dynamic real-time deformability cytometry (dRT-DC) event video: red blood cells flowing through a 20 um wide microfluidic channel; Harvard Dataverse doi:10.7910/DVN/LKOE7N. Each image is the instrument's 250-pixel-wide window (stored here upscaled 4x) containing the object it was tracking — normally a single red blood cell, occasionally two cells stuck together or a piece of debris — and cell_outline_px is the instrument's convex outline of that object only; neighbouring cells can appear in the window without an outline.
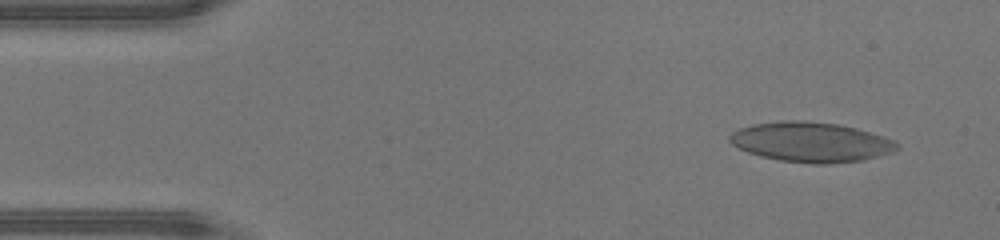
{"species": "human", "species_latin": "Homo sapiens", "temperature_condition": "warm", "stored_images_in_passage": 45, "camera_frame_rate_fps": 3000, "um_per_image_px": 0.085, "donor": {"sex": "male"}, "frame": {"image": 1, "passage_image": 3, "time_ms": 0.667, "image_size_px": [1000, 240], "cell_outline_px": [[900, 148], [892, 152], [864, 160], [828, 164], [816, 164], [780, 160], [760, 156], [748, 152], [732, 144], [728, 140], [728, 136], [732, 132], [740, 128], [752, 124], [784, 120], [792, 120], [836, 124], [856, 128], [896, 140], [900, 144]], "centroid_in_image_um": [68.95, 12.08], "position_along_channel_um": 16.0, "area_um2": 38.84}}
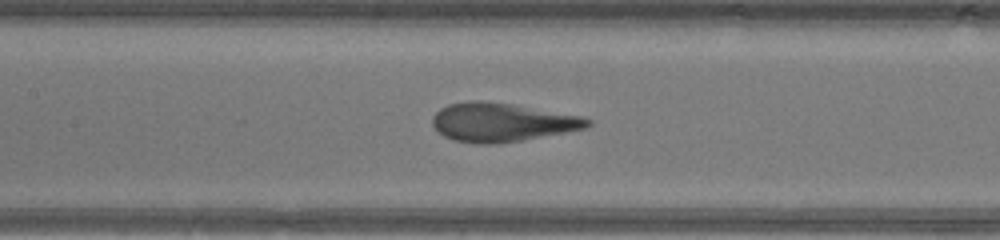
{"frame": {"image": 2, "passage_image": 20, "time_ms": 6.333, "image_size_px": [1000, 240], "cell_outline_px": [[592, 124], [584, 128], [564, 132], [520, 140], [496, 144], [480, 144], [452, 140], [436, 132], [432, 124], [432, 116], [440, 108], [448, 104], [468, 100], [484, 100], [512, 104], [580, 116], [592, 120]], "centroid_in_image_um": [42.57, 10.38], "position_along_channel_um": 164.8, "area_um2": 34.91}}
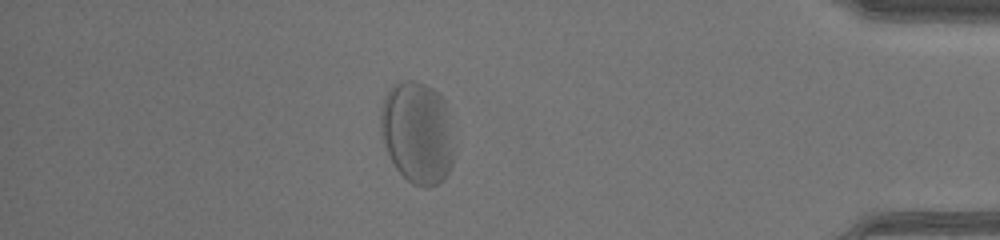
{"frame": {"image": 3, "passage_image": 39, "time_ms": 12.667, "image_size_px": [1000, 240], "cell_outline_px": [[452, 164], [448, 172], [436, 184], [428, 188], [424, 188], [412, 184], [396, 168], [380, 136], [380, 108], [384, 96], [392, 84], [396, 80], [412, 80], [424, 84], [432, 88], [440, 96], [444, 108], [452, 160]], "centroid_in_image_um": [35.35, 11.25], "position_along_channel_um": 399.8, "area_um2": 42.66}, "authors_computed_cell_mechanics": {"area_um2": 37.57, "velocity_mm_per_s": 4.4046, "shape_relaxation_time_tau1_ms": 2.0026, "shape_relaxation_time_tau2_ms": 0.7368, "deformation_change_tau1": 0.1331, "deformation_change_tau2": 0.0839}}